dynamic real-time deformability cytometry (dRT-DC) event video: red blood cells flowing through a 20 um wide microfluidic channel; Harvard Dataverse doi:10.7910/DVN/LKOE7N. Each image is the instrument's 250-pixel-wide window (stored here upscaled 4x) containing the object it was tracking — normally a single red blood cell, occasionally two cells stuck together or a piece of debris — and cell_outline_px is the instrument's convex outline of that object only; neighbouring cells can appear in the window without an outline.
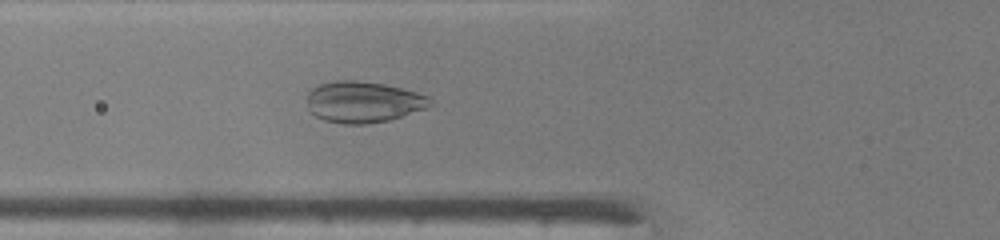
{"species": "common noctule bat (a hibernating species)", "species_latin": "Nyctalus noctula", "temperature_condition": "warm", "stored_images_in_passage": 35, "camera_frame_rate_fps": 3000, "um_per_image_px": 0.085, "animal": {"sex": "male", "body_mass_g": 19.0, "forearm_length_mm": 50.8}, "frame": {"image": 1, "passage_image": 6, "time_ms": 1.667, "image_size_px": [1000, 240], "cell_outline_px": [[432, 104], [428, 108], [388, 120], [364, 124], [344, 124], [324, 120], [316, 116], [308, 108], [308, 92], [312, 88], [320, 84], [336, 80], [356, 80], [384, 84], [416, 92], [428, 96], [432, 100]], "centroid_in_image_um": [30.88, 8.66], "position_along_channel_um": 94.9, "area_um2": 29.48}}
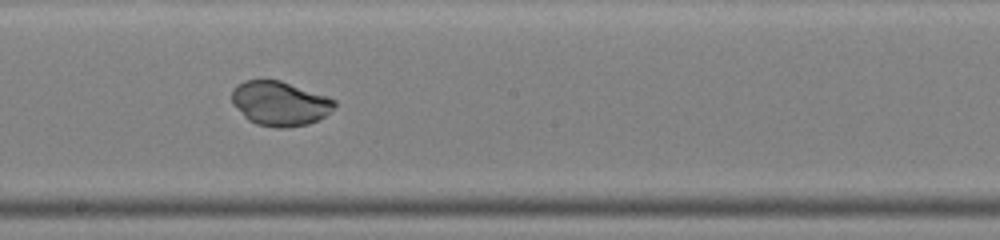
{"frame": {"image": 2, "passage_image": 15, "time_ms": 4.667, "image_size_px": [1000, 240], "cell_outline_px": [[336, 104], [324, 116], [308, 124], [284, 128], [276, 128], [256, 124], [248, 120], [232, 104], [232, 88], [236, 84], [244, 80], [280, 80], [328, 96], [336, 100]], "centroid_in_image_um": [23.75, 8.78], "position_along_channel_um": 224.4, "area_um2": 26.65}}
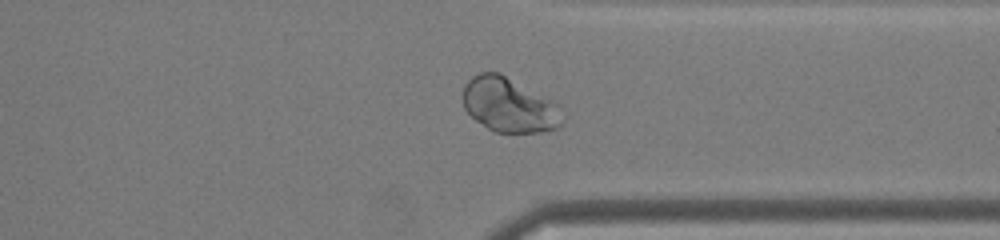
{"frame": {"image": 3, "passage_image": 25, "time_ms": 8.0, "image_size_px": [1000, 240], "cell_outline_px": [[564, 120], [560, 128], [540, 132], [496, 132], [488, 128], [476, 120], [464, 108], [464, 84], [472, 76], [480, 72], [500, 72], [560, 104], [564, 108]], "centroid_in_image_um": [43.35, 8.92], "position_along_channel_um": 368.1, "area_um2": 31.96}, "authors_computed_cell_mechanics": {"area_um2": 29.478, "velocity_mm_per_s": 4.3131, "shape_relaxation_time_tau1_ms": 4.907, "shape_relaxation_time_tau2_ms": null, "deformation_change_tau1": 0.1526, "deformation_change_tau2": null}}